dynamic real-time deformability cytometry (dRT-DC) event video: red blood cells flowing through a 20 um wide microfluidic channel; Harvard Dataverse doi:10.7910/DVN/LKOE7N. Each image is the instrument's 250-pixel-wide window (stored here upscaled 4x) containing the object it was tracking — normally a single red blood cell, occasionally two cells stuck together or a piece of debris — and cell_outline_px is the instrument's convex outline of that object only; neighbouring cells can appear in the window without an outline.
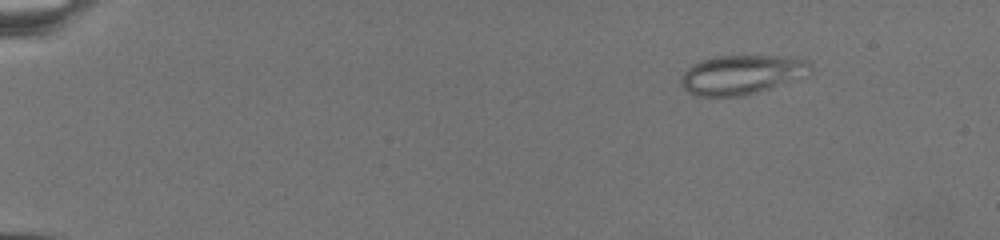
{"species": "common noctule bat (a hibernating species)", "species_latin": "Nyctalus noctula", "temperature_condition": "warm", "stored_images_in_passage": 24, "camera_frame_rate_fps": 3000, "um_per_image_px": 0.085, "animal": {"sex": "female", "body_mass_g": 19.5, "forearm_length_mm": 54.1}, "frame": {"image": 1, "passage_image": 1, "time_ms": 0.0, "image_size_px": [1000, 240], "cell_outline_px": [[812, 72], [804, 76], [744, 96], [692, 96], [680, 84], [680, 76], [692, 64], [716, 56], [788, 56], [808, 60], [812, 64]], "centroid_in_image_um": [63.03, 6.34], "position_along_channel_um": 22.0, "area_um2": 29.65}}
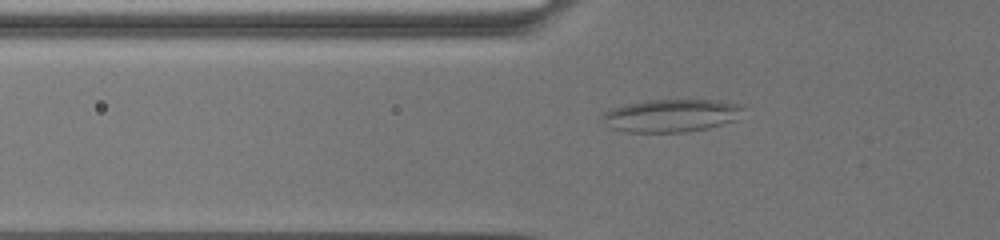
{"frame": {"image": 2, "passage_image": 18, "time_ms": 6.0, "image_size_px": [1000, 240], "cell_outline_px": [[744, 108], [732, 120], [708, 128], [688, 132], [624, 132], [612, 128], [604, 116], [604, 112], [612, 108], [624, 104], [648, 100], [720, 100], [740, 104]], "centroid_in_image_um": [57.05, 9.81], "position_along_channel_um": 68.7, "area_um2": 26.47}}
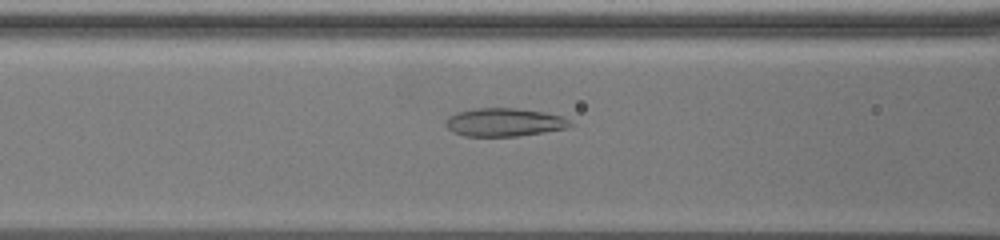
{"frame": {"image": 3, "passage_image": 24, "time_ms": 8.0, "image_size_px": [1000, 240], "cell_outline_px": [[572, 124], [568, 128], [544, 132], [516, 136], [464, 136], [452, 132], [444, 124], [444, 120], [448, 116], [456, 112], [476, 108], [512, 108], [544, 112], [560, 116], [568, 120]], "centroid_in_image_um": [42.79, 10.39], "position_along_channel_um": 123.8, "area_um2": 20.46}}